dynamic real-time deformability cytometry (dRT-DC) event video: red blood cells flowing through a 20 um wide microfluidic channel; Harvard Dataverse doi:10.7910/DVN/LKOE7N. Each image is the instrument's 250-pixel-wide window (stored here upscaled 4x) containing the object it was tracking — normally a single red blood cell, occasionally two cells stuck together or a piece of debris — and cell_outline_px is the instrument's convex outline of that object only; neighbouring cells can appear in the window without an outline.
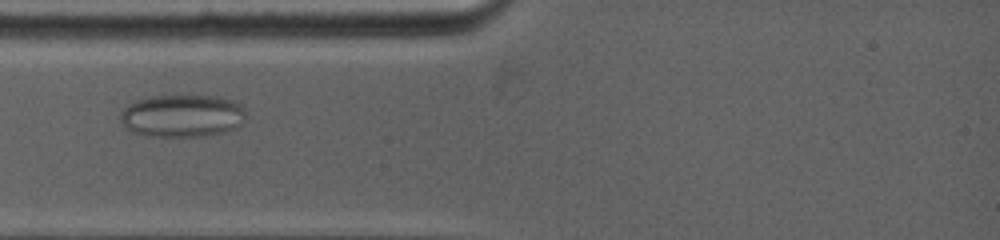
{"species": "common noctule bat (a hibernating species)", "species_latin": "Nyctalus noctula", "temperature_condition": "warm", "stored_images_in_passage": 44, "camera_frame_rate_fps": 5000, "um_per_image_px": 0.085, "animal": {"sex": "female", "body_mass_g": 19.0, "forearm_length_mm": 53.3}, "frame": {"image": 1, "passage_image": 10, "time_ms": 3.0, "image_size_px": [1000, 240], "cell_outline_px": [[244, 112], [240, 124], [224, 132], [200, 136], [144, 136], [132, 132], [120, 120], [120, 112], [128, 104], [136, 100], [152, 96], [216, 96], [232, 100], [240, 104], [244, 108]], "centroid_in_image_um": [15.44, 9.84], "position_along_channel_um": 69.6, "area_um2": 30.87}}
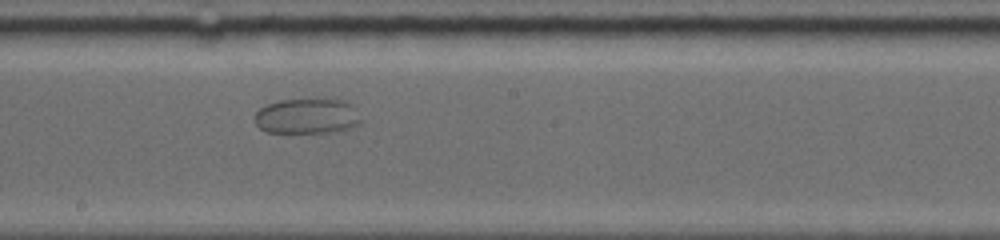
{"frame": {"image": 2, "passage_image": 23, "time_ms": 7.2, "image_size_px": [1000, 240], "cell_outline_px": [[360, 124], [352, 128], [336, 132], [264, 132], [256, 124], [252, 116], [260, 108], [268, 104], [280, 100], [348, 100], [352, 104], [360, 120]], "centroid_in_image_um": [26.09, 9.89], "position_along_channel_um": 222.1, "area_um2": 21.85}}
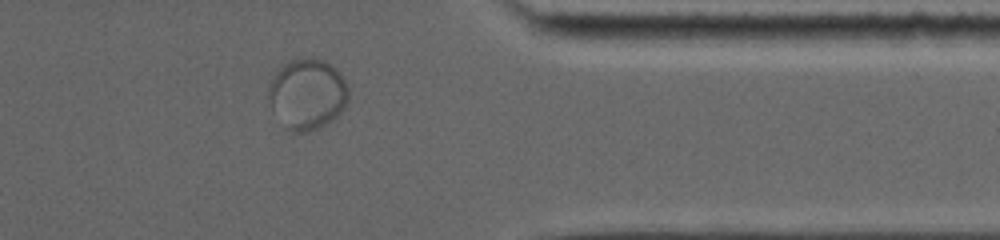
{"frame": {"image": 3, "passage_image": 37, "time_ms": 12.0, "image_size_px": [1000, 240], "cell_outline_px": [[348, 100], [344, 108], [332, 120], [308, 132], [292, 132], [284, 128], [272, 108], [268, 100], [268, 84], [276, 72], [288, 60], [308, 56], [324, 60], [336, 68], [340, 72], [348, 88]], "centroid_in_image_um": [26.1, 7.97], "position_along_channel_um": 385.3, "area_um2": 33.23}}